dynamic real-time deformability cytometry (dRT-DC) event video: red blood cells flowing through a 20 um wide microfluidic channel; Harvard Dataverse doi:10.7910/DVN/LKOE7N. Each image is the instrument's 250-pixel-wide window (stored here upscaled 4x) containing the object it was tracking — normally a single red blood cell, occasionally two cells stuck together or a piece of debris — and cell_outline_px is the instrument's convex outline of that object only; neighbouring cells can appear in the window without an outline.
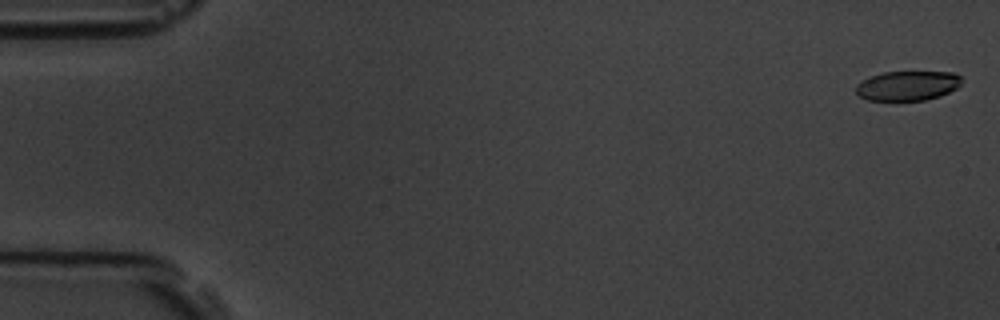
{"species": "common noctule bat (a hibernating species)", "species_latin": "Nyctalus noctula", "temperature_condition": "room temperature", "stored_images_in_passage": 6, "camera_frame_rate_fps": 3000, "um_per_image_px": 0.085, "animal": {"sex": "male", "body_mass_g": 19.5, "forearm_length_mm": 54.6}, "frame": {"image": 1, "passage_image": 1, "time_ms": 0.0, "image_size_px": [1000, 320], "cell_outline_px": [[960, 84], [956, 88], [940, 96], [924, 100], [868, 100], [860, 96], [856, 92], [856, 84], [872, 76], [884, 72], [952, 72], [960, 76]], "centroid_in_image_um": [77.14, 7.28], "position_along_channel_um": 7.9, "area_um2": 17.98}}
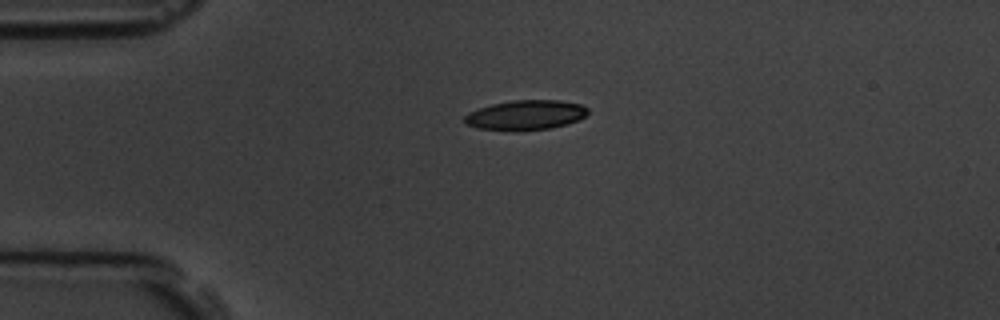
{"frame": {"image": 2, "passage_image": 4, "time_ms": 4.0, "image_size_px": [1000, 320], "cell_outline_px": [[588, 112], [580, 120], [568, 124], [552, 128], [512, 132], [476, 128], [468, 124], [464, 120], [464, 116], [468, 112], [492, 104], [512, 100], [560, 100], [580, 104], [588, 108]], "centroid_in_image_um": [44.68, 9.79], "position_along_channel_um": 40.3, "area_um2": 21.73}}
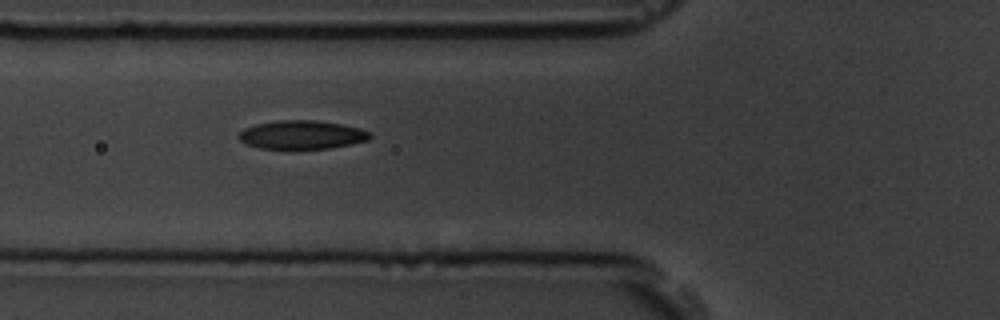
{"frame": {"image": 3, "passage_image": 6, "time_ms": 6.333, "image_size_px": [1000, 320], "cell_outline_px": [[372, 136], [368, 140], [352, 144], [328, 148], [260, 148], [244, 144], [236, 136], [244, 128], [256, 124], [276, 120], [316, 120], [340, 124], [360, 128], [368, 132]], "centroid_in_image_um": [25.62, 11.45], "position_along_channel_um": 100.2, "area_um2": 21.79}}